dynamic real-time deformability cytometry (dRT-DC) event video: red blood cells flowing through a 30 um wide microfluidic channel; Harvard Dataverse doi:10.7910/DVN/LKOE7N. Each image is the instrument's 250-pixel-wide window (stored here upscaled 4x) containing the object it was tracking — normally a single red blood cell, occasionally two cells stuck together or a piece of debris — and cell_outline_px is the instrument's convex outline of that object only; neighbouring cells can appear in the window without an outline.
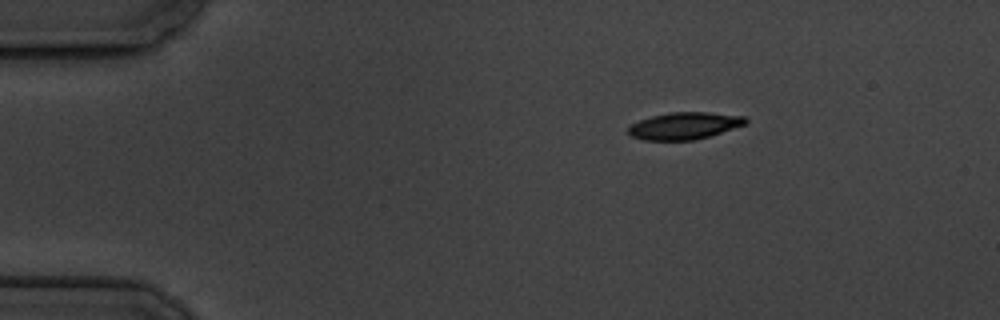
{"species": "common noctule bat (a hibernating species)", "species_latin": "Nyctalus noctula", "temperature_condition": "cold", "stored_images_in_passage": 4, "camera_frame_rate_fps": 3000, "um_per_image_px": 0.085, "animal": {"sex": "male", "body_mass_g": 19.5, "forearm_length_mm": 54.6}, "frame": {"image": 1, "passage_image": 1, "time_ms": 0.0, "image_size_px": [1000, 320], "cell_outline_px": [[748, 120], [744, 124], [708, 136], [692, 140], [644, 140], [632, 136], [628, 132], [628, 128], [632, 124], [640, 120], [652, 116], [672, 112], [708, 112], [744, 116]], "centroid_in_image_um": [58.15, 10.68], "position_along_channel_um": 26.9, "area_um2": 18.09}}